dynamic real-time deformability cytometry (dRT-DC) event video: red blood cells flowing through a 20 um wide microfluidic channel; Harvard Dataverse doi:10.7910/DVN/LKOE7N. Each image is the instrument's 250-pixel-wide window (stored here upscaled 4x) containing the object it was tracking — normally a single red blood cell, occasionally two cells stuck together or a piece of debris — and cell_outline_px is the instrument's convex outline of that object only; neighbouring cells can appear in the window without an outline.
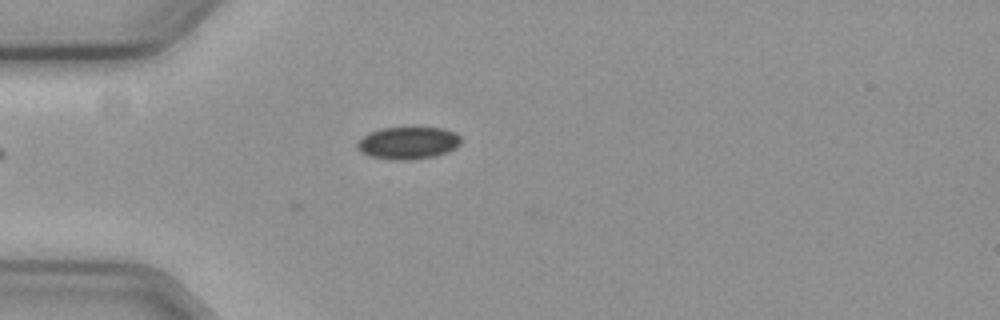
{"species": "common noctule bat (a hibernating species)", "species_latin": "Nyctalus noctula", "temperature_condition": "cold", "stored_images_in_passage": 9, "camera_frame_rate_fps": 3000, "um_per_image_px": 0.085, "animal": {"sex": "female", "body_mass_g": 19.3, "forearm_length_mm": 54.1}, "frame": {"image": 1, "passage_image": 1, "time_ms": 0.0, "image_size_px": [1000, 320], "cell_outline_px": [[460, 144], [456, 148], [432, 156], [408, 160], [392, 160], [368, 156], [360, 152], [356, 144], [364, 136], [380, 128], [444, 128], [460, 136]], "centroid_in_image_um": [34.66, 12.16], "position_along_channel_um": 50.3, "area_um2": 19.25}}
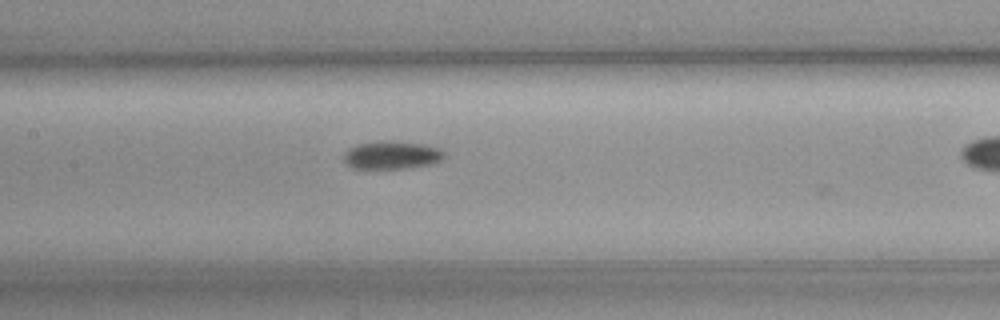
{"frame": {"image": 2, "passage_image": 8, "time_ms": 2.333, "image_size_px": [1000, 320], "cell_outline_px": [[444, 156], [440, 160], [432, 164], [404, 168], [352, 168], [344, 160], [344, 156], [356, 144], [376, 140], [388, 140], [424, 144], [440, 148], [444, 152]], "centroid_in_image_um": [33.33, 13.16], "position_along_channel_um": 174.1, "area_um2": 16.3}}